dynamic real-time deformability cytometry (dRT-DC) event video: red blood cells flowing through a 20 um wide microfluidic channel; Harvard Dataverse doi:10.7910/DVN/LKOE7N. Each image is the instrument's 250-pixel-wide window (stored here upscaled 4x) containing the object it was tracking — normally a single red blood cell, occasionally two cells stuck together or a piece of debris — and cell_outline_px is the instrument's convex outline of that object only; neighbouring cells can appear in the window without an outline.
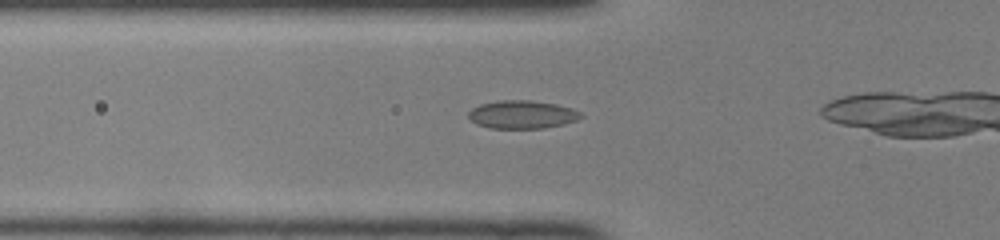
{"species": "common noctule bat (a hibernating species)", "species_latin": "Nyctalus noctula", "temperature_condition": "room temperature", "stored_images_in_passage": 19, "camera_frame_rate_fps": 3000, "um_per_image_px": 0.085, "animal": {"sex": "female", "body_mass_g": 22.0, "forearm_length_mm": 56.7}, "frame": {"image": 1, "passage_image": 11, "time_ms": 3.333, "image_size_px": [1000, 240], "cell_outline_px": [[584, 116], [576, 120], [564, 124], [544, 128], [492, 128], [476, 124], [468, 116], [468, 112], [472, 108], [480, 104], [500, 100], [532, 100], [556, 104], [572, 108], [580, 112]], "centroid_in_image_um": [44.39, 9.73], "position_along_channel_um": 81.4, "area_um2": 18.44}}
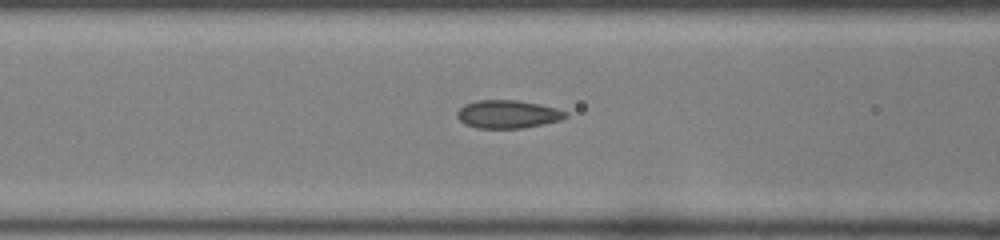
{"frame": {"image": 2, "passage_image": 14, "time_ms": 4.333, "image_size_px": [1000, 240], "cell_outline_px": [[568, 116], [560, 120], [544, 124], [524, 128], [476, 128], [464, 124], [456, 116], [456, 112], [464, 104], [476, 100], [516, 100], [540, 104], [556, 108], [568, 112]], "centroid_in_image_um": [43.15, 9.71], "position_along_channel_um": 123.5, "area_um2": 17.92}}